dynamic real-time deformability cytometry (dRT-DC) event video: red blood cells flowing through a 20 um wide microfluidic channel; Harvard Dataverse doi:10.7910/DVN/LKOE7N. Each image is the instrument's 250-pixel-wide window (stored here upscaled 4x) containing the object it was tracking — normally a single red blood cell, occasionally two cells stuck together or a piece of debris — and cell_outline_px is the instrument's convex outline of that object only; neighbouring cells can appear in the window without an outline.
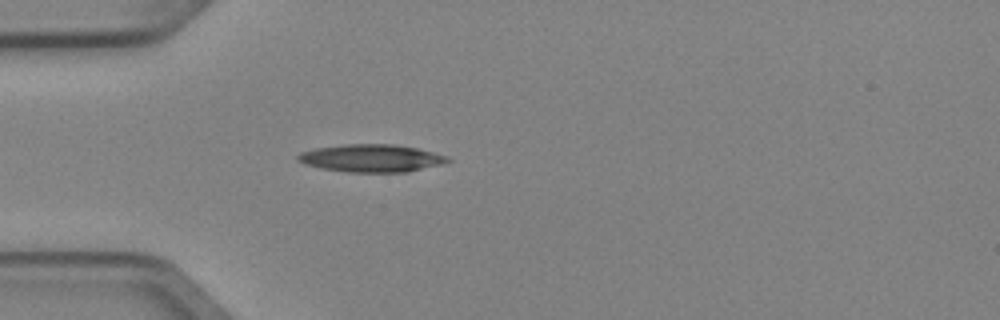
{"species": "Egyptian fruit bat (a non-hibernating species)", "species_latin": "Rousettus aegyptiacus", "temperature_condition": "cold", "stored_images_in_passage": 3, "camera_frame_rate_fps": 3000, "um_per_image_px": 0.085, "animal": {"sex": "female"}, "frame": {"image": 1, "passage_image": 3, "time_ms": 0.667, "image_size_px": [1000, 320], "cell_outline_px": [[452, 160], [440, 164], [408, 172], [348, 172], [320, 168], [304, 164], [296, 160], [296, 156], [300, 152], [316, 148], [348, 144], [392, 144], [416, 148], [448, 156]], "centroid_in_image_um": [31.53, 13.45], "position_along_channel_um": 53.5, "area_um2": 24.04}}